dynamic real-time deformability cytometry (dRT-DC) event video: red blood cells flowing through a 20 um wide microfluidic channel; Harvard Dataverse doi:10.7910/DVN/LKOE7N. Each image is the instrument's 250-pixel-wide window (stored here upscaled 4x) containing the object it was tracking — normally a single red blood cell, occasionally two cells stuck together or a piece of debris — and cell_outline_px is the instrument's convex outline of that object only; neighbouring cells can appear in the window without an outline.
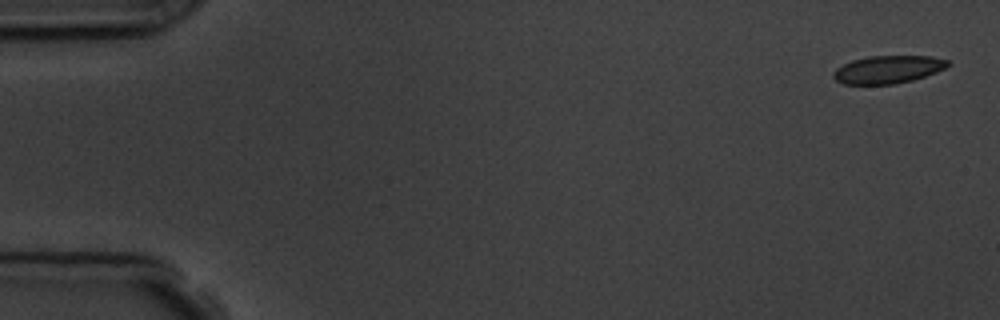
{"species": "common noctule bat (a hibernating species)", "species_latin": "Nyctalus noctula", "temperature_condition": "room temperature", "stored_images_in_passage": 5, "camera_frame_rate_fps": 3000, "um_per_image_px": 0.085, "animal": {"sex": "male", "body_mass_g": 19.5, "forearm_length_mm": 54.6}, "frame": {"image": 1, "passage_image": 1, "time_ms": 0.0, "image_size_px": [1000, 320], "cell_outline_px": [[952, 64], [936, 72], [912, 80], [892, 84], [844, 84], [836, 80], [832, 76], [832, 72], [836, 68], [852, 60], [868, 56], [932, 56], [948, 60]], "centroid_in_image_um": [75.47, 5.9], "position_along_channel_um": 9.5, "area_um2": 18.5}}
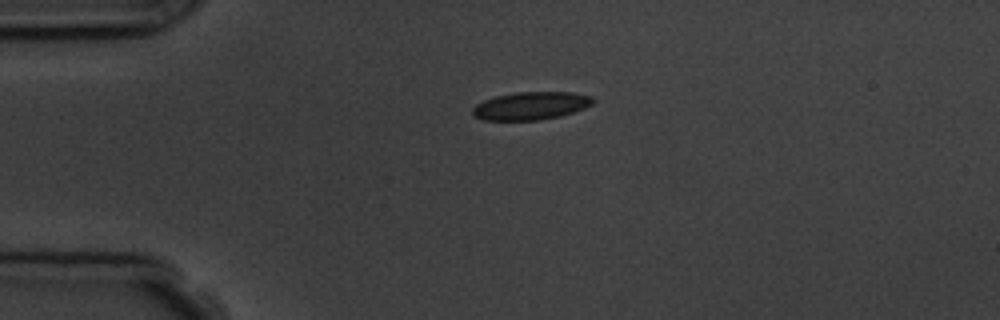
{"frame": {"image": 2, "passage_image": 4, "time_ms": 3.667, "image_size_px": [1000, 320], "cell_outline_px": [[596, 100], [592, 104], [584, 108], [560, 116], [540, 120], [484, 120], [476, 116], [472, 112], [472, 108], [476, 104], [484, 100], [496, 96], [516, 92], [572, 92], [592, 96]], "centroid_in_image_um": [45.14, 8.98], "position_along_channel_um": 39.9, "area_um2": 19.54}}